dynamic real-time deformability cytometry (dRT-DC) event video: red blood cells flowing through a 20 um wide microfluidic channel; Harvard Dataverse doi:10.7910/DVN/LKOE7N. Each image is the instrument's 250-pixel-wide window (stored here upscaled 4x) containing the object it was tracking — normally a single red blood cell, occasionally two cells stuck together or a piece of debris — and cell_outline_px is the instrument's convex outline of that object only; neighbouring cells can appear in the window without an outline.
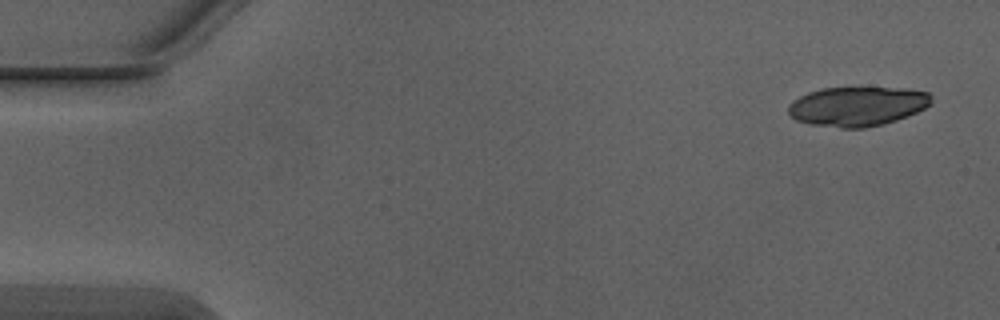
{"species": "Egyptian fruit bat (a non-hibernating species)", "species_latin": "Rousettus aegyptiacus", "temperature_condition": "warm", "stored_images_in_passage": 7, "camera_frame_rate_fps": 3000, "um_per_image_px": 0.085, "animal": {"sex": "male"}, "frame": {"image": 1, "passage_image": 1, "time_ms": 0.0, "image_size_px": [1000, 320], "cell_outline_px": [[932, 104], [908, 116], [884, 124], [864, 128], [840, 128], [808, 124], [796, 120], [788, 112], [788, 104], [792, 100], [808, 92], [824, 88], [904, 88], [928, 92], [932, 96]], "centroid_in_image_um": [72.87, 9.04], "position_along_channel_um": 12.1, "area_um2": 33.06}}
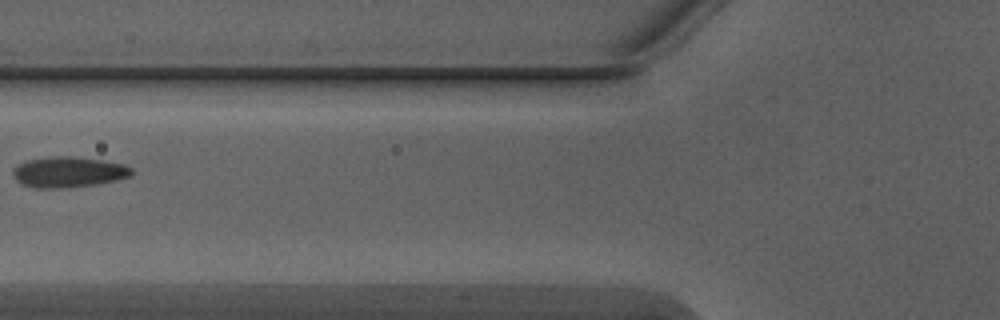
{"frame": {"image": 2, "passage_image": 6, "time_ms": 1.667, "image_size_px": [1000, 320], "cell_outline_px": [[136, 172], [132, 176], [116, 180], [96, 184], [64, 188], [36, 188], [20, 184], [12, 176], [12, 168], [16, 164], [28, 160], [56, 156], [72, 156], [104, 160], [124, 164], [132, 168]], "centroid_in_image_um": [5.82, 14.62], "position_along_channel_um": 120.0, "area_um2": 21.56}}
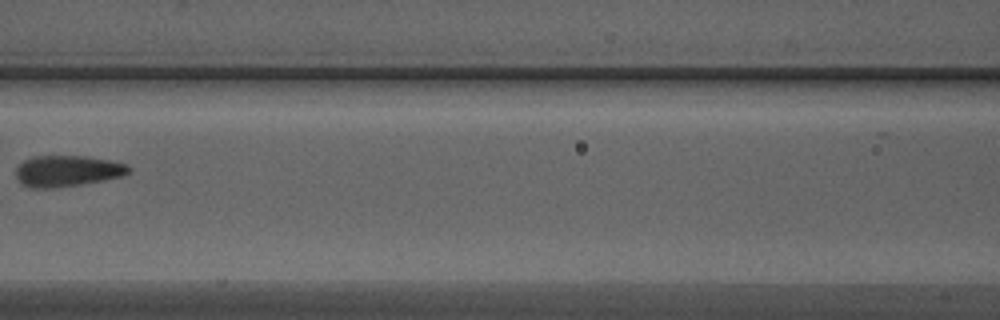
{"frame": {"image": 3, "passage_image": 7, "time_ms": 2.0, "image_size_px": [1000, 320], "cell_outline_px": [[132, 172], [124, 176], [104, 180], [80, 184], [48, 188], [28, 188], [16, 176], [16, 168], [24, 160], [32, 156], [84, 156], [112, 160], [128, 164], [132, 168]], "centroid_in_image_um": [5.79, 14.52], "position_along_channel_um": 160.8, "area_um2": 20.58}}